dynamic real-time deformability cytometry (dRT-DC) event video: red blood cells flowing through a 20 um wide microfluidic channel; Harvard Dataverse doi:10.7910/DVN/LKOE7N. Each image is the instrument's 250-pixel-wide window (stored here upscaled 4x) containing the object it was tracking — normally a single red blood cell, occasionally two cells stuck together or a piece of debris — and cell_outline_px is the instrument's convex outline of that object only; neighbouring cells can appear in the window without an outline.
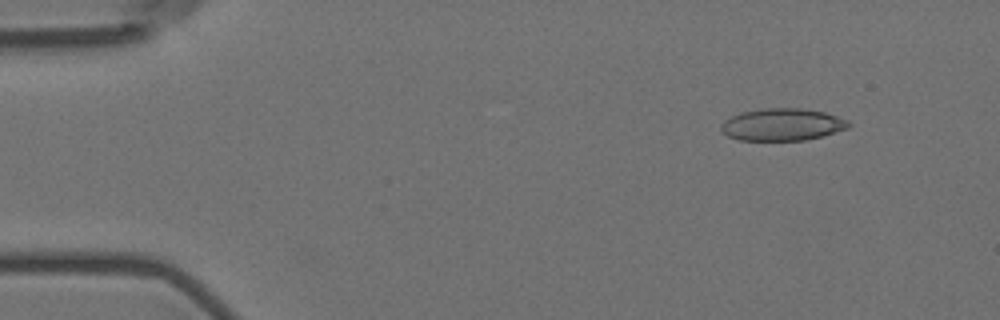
{"species": "Egyptian fruit bat (a non-hibernating species)", "species_latin": "Rousettus aegyptiacus", "temperature_condition": "room temperature", "stored_images_in_passage": 51, "camera_frame_rate_fps": 3000, "um_per_image_px": 0.085, "animal": {"sex": "female"}, "frame": {"image": 1, "passage_image": 1, "time_ms": 0.0, "image_size_px": [1000, 320], "cell_outline_px": [[852, 124], [848, 128], [820, 136], [804, 140], [740, 140], [728, 136], [720, 128], [720, 124], [724, 120], [740, 112], [760, 108], [800, 108], [824, 112], [848, 120]], "centroid_in_image_um": [66.47, 10.57], "position_along_channel_um": 18.5, "area_um2": 23.87}}
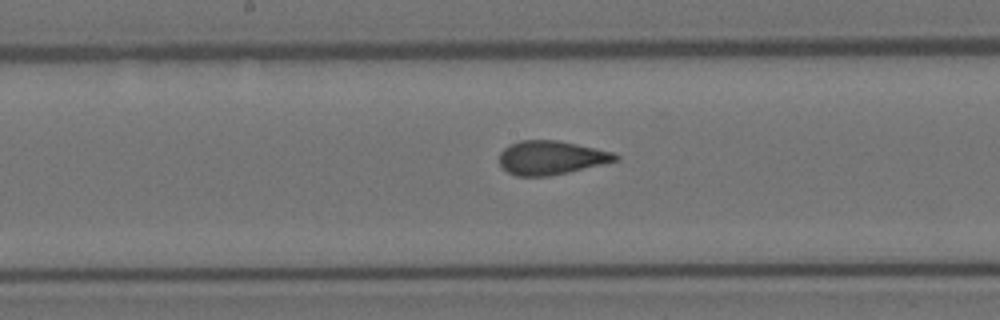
{"frame": {"image": 2, "passage_image": 24, "time_ms": 7.667, "image_size_px": [1000, 320], "cell_outline_px": [[620, 160], [568, 172], [548, 176], [516, 176], [508, 172], [500, 164], [500, 152], [508, 144], [520, 140], [556, 140], [576, 144], [612, 152], [620, 156]], "centroid_in_image_um": [46.83, 13.4], "position_along_channel_um": 201.4, "area_um2": 22.77}}
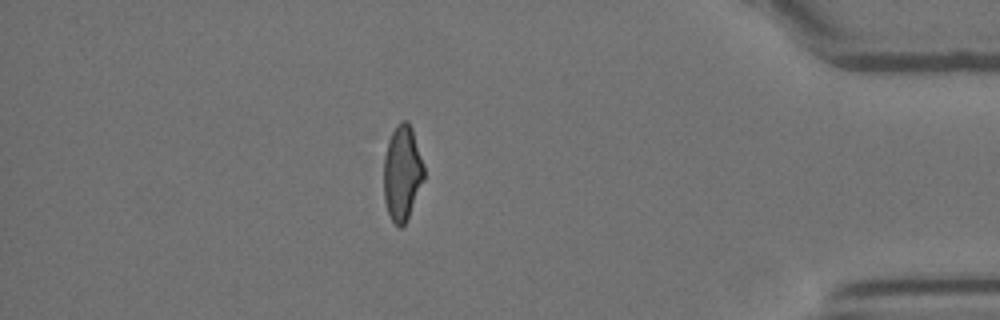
{"frame": {"image": 3, "passage_image": 44, "time_ms": 14.333, "image_size_px": [1000, 320], "cell_outline_px": [[424, 180], [408, 216], [404, 224], [400, 228], [392, 220], [388, 212], [384, 200], [384, 156], [388, 140], [396, 124], [400, 120], [408, 120], [412, 128], [424, 164]], "centroid_in_image_um": [34.19, 14.65], "position_along_channel_um": 401.0, "area_um2": 22.31}, "authors_computed_cell_mechanics": {"area_um2": 23.2356, "velocity_mm_per_s": 3.5858, "shape_relaxation_time_tau1_ms": 9.1113, "shape_relaxation_time_tau2_ms": 1.0386, "deformation_change_tau1": 0.2074, "deformation_change_tau2": 0.064}}